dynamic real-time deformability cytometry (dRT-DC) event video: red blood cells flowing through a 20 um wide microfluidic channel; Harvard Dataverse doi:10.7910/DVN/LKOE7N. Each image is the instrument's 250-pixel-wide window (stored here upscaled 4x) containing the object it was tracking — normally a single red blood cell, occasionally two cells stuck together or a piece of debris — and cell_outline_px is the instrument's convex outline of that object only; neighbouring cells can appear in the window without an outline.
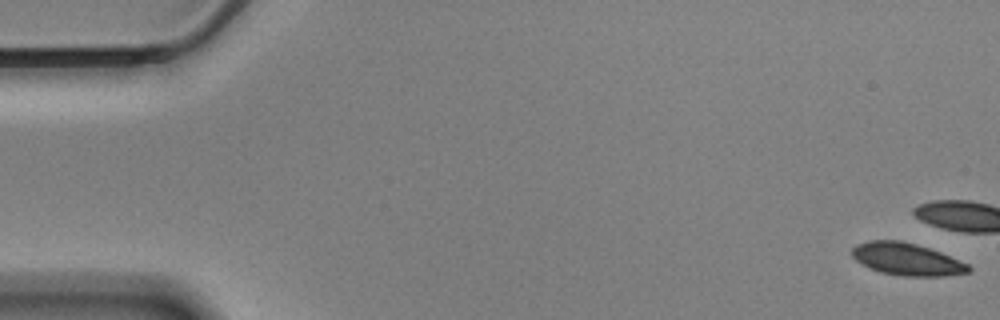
{"species": "Egyptian fruit bat (a non-hibernating species)", "species_latin": "Rousettus aegyptiacus", "temperature_condition": "cold", "stored_images_in_passage": 10, "camera_frame_rate_fps": 3000, "um_per_image_px": 0.085, "animal": {"sex": "male"}, "frame": {"image": 1, "passage_image": 1, "time_ms": 0.0, "image_size_px": [1000, 320], "cell_outline_px": [[972, 268], [968, 272], [944, 276], [904, 276], [880, 272], [868, 268], [860, 264], [852, 256], [852, 248], [856, 244], [872, 240], [900, 240], [916, 244], [940, 252], [968, 264]], "centroid_in_image_um": [77.04, 22.03], "position_along_channel_um": 8.0, "area_um2": 21.91}}